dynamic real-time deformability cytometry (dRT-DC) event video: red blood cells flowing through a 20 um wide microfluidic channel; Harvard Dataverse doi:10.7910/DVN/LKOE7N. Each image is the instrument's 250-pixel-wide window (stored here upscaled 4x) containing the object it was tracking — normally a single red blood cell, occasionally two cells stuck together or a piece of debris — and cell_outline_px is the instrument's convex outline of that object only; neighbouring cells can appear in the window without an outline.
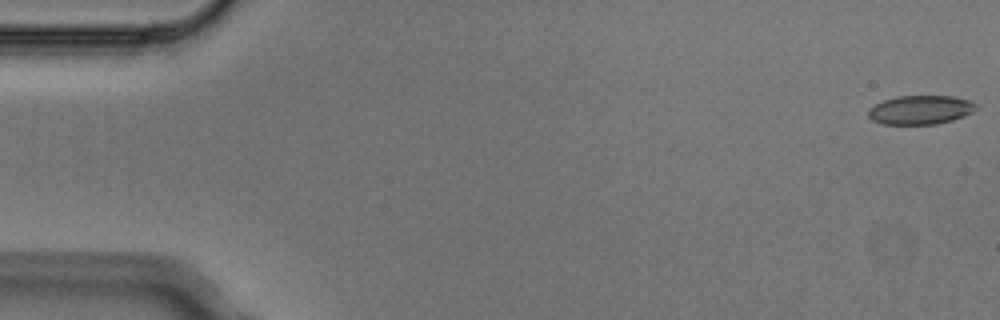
{"species": "Egyptian fruit bat (a non-hibernating species)", "species_latin": "Rousettus aegyptiacus", "temperature_condition": "cold", "stored_images_in_passage": 5, "camera_frame_rate_fps": 3000, "um_per_image_px": 0.085, "animal": {"sex": "male"}, "frame": {"image": 1, "passage_image": 1, "time_ms": 0.0, "image_size_px": [1000, 320], "cell_outline_px": [[980, 108], [964, 116], [952, 120], [936, 124], [884, 124], [872, 120], [868, 116], [868, 108], [884, 100], [896, 96], [952, 96], [968, 100], [976, 104]], "centroid_in_image_um": [78.25, 9.34], "position_along_channel_um": 6.8, "area_um2": 18.21}}